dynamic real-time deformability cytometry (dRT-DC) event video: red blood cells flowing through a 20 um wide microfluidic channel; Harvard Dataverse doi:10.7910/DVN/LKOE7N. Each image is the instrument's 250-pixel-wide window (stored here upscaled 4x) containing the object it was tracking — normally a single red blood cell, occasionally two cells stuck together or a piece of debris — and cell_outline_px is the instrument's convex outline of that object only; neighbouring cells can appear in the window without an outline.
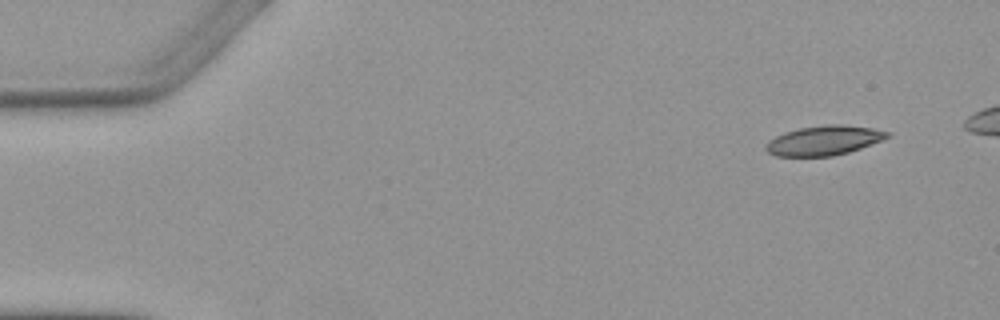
{"species": "Egyptian fruit bat (a non-hibernating species)", "species_latin": "Rousettus aegyptiacus", "temperature_condition": "warm", "stored_images_in_passage": 5, "camera_frame_rate_fps": 3000, "um_per_image_px": 0.085, "animal": {"sex": "female"}, "frame": {"image": 1, "passage_image": 1, "time_ms": 0.0, "image_size_px": [1000, 320], "cell_outline_px": [[892, 136], [860, 148], [848, 152], [832, 156], [776, 156], [768, 152], [764, 148], [764, 144], [768, 140], [784, 132], [800, 128], [828, 124], [844, 124], [872, 128], [892, 132]], "centroid_in_image_um": [70.03, 11.93], "position_along_channel_um": 15.0, "area_um2": 21.04}}
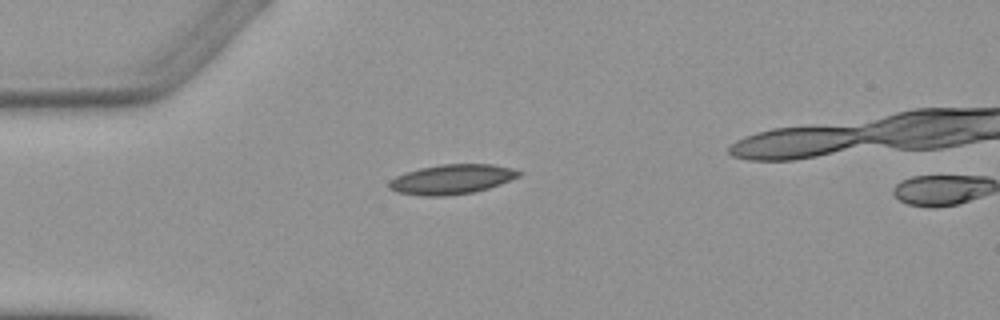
{"frame": {"image": 2, "passage_image": 3, "time_ms": 3.333, "image_size_px": [1000, 320], "cell_outline_px": [[524, 172], [520, 176], [500, 184], [476, 192], [448, 196], [420, 196], [396, 192], [388, 188], [388, 180], [396, 176], [420, 168], [440, 164], [492, 164], [512, 168]], "centroid_in_image_um": [38.4, 15.25], "position_along_channel_um": 46.6, "area_um2": 22.72}}
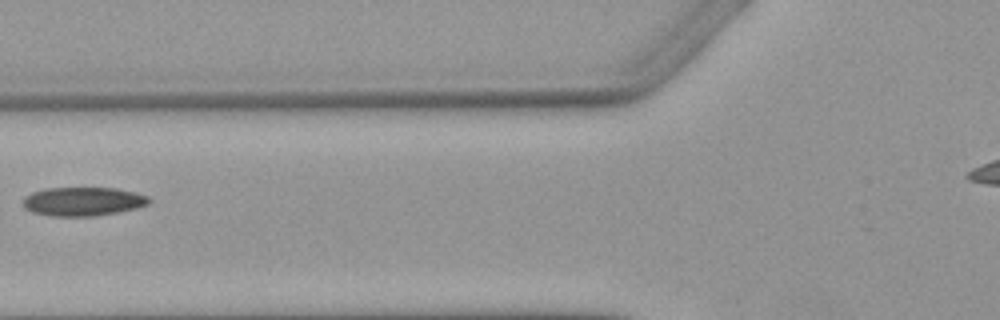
{"frame": {"image": 3, "passage_image": 5, "time_ms": 5.667, "image_size_px": [1000, 320], "cell_outline_px": [[152, 200], [148, 204], [136, 208], [120, 212], [96, 216], [48, 216], [32, 212], [24, 208], [24, 200], [32, 192], [44, 188], [116, 188], [136, 192], [148, 196]], "centroid_in_image_um": [7.09, 17.13], "position_along_channel_um": 118.7, "area_um2": 21.27}}